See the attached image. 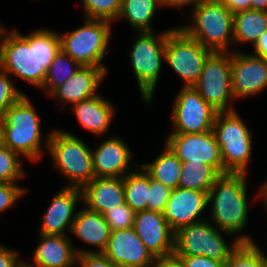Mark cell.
Returning a JSON list of instances; mask_svg holds the SVG:
<instances>
[{
    "label": "cell",
    "mask_w": 267,
    "mask_h": 267,
    "mask_svg": "<svg viewBox=\"0 0 267 267\" xmlns=\"http://www.w3.org/2000/svg\"><path fill=\"white\" fill-rule=\"evenodd\" d=\"M77 263L80 267H118L103 253L77 254Z\"/></svg>",
    "instance_id": "38"
},
{
    "label": "cell",
    "mask_w": 267,
    "mask_h": 267,
    "mask_svg": "<svg viewBox=\"0 0 267 267\" xmlns=\"http://www.w3.org/2000/svg\"><path fill=\"white\" fill-rule=\"evenodd\" d=\"M79 123L92 133L104 134L114 117V108L108 100L96 95L71 107Z\"/></svg>",
    "instance_id": "24"
},
{
    "label": "cell",
    "mask_w": 267,
    "mask_h": 267,
    "mask_svg": "<svg viewBox=\"0 0 267 267\" xmlns=\"http://www.w3.org/2000/svg\"><path fill=\"white\" fill-rule=\"evenodd\" d=\"M267 30V11L243 10L234 13L233 43H255Z\"/></svg>",
    "instance_id": "25"
},
{
    "label": "cell",
    "mask_w": 267,
    "mask_h": 267,
    "mask_svg": "<svg viewBox=\"0 0 267 267\" xmlns=\"http://www.w3.org/2000/svg\"><path fill=\"white\" fill-rule=\"evenodd\" d=\"M246 186V173H226L215 180L208 192L209 203L213 201V225L223 233H239L247 224Z\"/></svg>",
    "instance_id": "2"
},
{
    "label": "cell",
    "mask_w": 267,
    "mask_h": 267,
    "mask_svg": "<svg viewBox=\"0 0 267 267\" xmlns=\"http://www.w3.org/2000/svg\"><path fill=\"white\" fill-rule=\"evenodd\" d=\"M231 80L236 99L262 92L267 87V59L231 52Z\"/></svg>",
    "instance_id": "16"
},
{
    "label": "cell",
    "mask_w": 267,
    "mask_h": 267,
    "mask_svg": "<svg viewBox=\"0 0 267 267\" xmlns=\"http://www.w3.org/2000/svg\"><path fill=\"white\" fill-rule=\"evenodd\" d=\"M265 256L255 242H241L225 262V267H265Z\"/></svg>",
    "instance_id": "31"
},
{
    "label": "cell",
    "mask_w": 267,
    "mask_h": 267,
    "mask_svg": "<svg viewBox=\"0 0 267 267\" xmlns=\"http://www.w3.org/2000/svg\"><path fill=\"white\" fill-rule=\"evenodd\" d=\"M81 67L72 57L60 51L53 59L47 71L46 79L41 87L49 95L61 84L65 83Z\"/></svg>",
    "instance_id": "30"
},
{
    "label": "cell",
    "mask_w": 267,
    "mask_h": 267,
    "mask_svg": "<svg viewBox=\"0 0 267 267\" xmlns=\"http://www.w3.org/2000/svg\"><path fill=\"white\" fill-rule=\"evenodd\" d=\"M14 267H33V265H30L29 263H22V262H17V264Z\"/></svg>",
    "instance_id": "48"
},
{
    "label": "cell",
    "mask_w": 267,
    "mask_h": 267,
    "mask_svg": "<svg viewBox=\"0 0 267 267\" xmlns=\"http://www.w3.org/2000/svg\"><path fill=\"white\" fill-rule=\"evenodd\" d=\"M172 189L161 182L151 179L149 175V189L147 198V210L164 212Z\"/></svg>",
    "instance_id": "35"
},
{
    "label": "cell",
    "mask_w": 267,
    "mask_h": 267,
    "mask_svg": "<svg viewBox=\"0 0 267 267\" xmlns=\"http://www.w3.org/2000/svg\"><path fill=\"white\" fill-rule=\"evenodd\" d=\"M81 192L86 208L100 214L125 202L123 178H94Z\"/></svg>",
    "instance_id": "21"
},
{
    "label": "cell",
    "mask_w": 267,
    "mask_h": 267,
    "mask_svg": "<svg viewBox=\"0 0 267 267\" xmlns=\"http://www.w3.org/2000/svg\"><path fill=\"white\" fill-rule=\"evenodd\" d=\"M233 14L250 9V1L247 0H219Z\"/></svg>",
    "instance_id": "42"
},
{
    "label": "cell",
    "mask_w": 267,
    "mask_h": 267,
    "mask_svg": "<svg viewBox=\"0 0 267 267\" xmlns=\"http://www.w3.org/2000/svg\"><path fill=\"white\" fill-rule=\"evenodd\" d=\"M257 197H261L265 200L264 205H266V208H267V181L266 183H264L263 188L260 190V193L258 194Z\"/></svg>",
    "instance_id": "46"
},
{
    "label": "cell",
    "mask_w": 267,
    "mask_h": 267,
    "mask_svg": "<svg viewBox=\"0 0 267 267\" xmlns=\"http://www.w3.org/2000/svg\"><path fill=\"white\" fill-rule=\"evenodd\" d=\"M255 56L267 59V30L253 44Z\"/></svg>",
    "instance_id": "43"
},
{
    "label": "cell",
    "mask_w": 267,
    "mask_h": 267,
    "mask_svg": "<svg viewBox=\"0 0 267 267\" xmlns=\"http://www.w3.org/2000/svg\"><path fill=\"white\" fill-rule=\"evenodd\" d=\"M133 228L154 257L174 253L175 231L162 212L153 210L136 212Z\"/></svg>",
    "instance_id": "14"
},
{
    "label": "cell",
    "mask_w": 267,
    "mask_h": 267,
    "mask_svg": "<svg viewBox=\"0 0 267 267\" xmlns=\"http://www.w3.org/2000/svg\"><path fill=\"white\" fill-rule=\"evenodd\" d=\"M82 200V192L80 188L65 187L57 193L51 200V204L42 219L40 234L44 235H67L66 227L71 230L75 205L78 200Z\"/></svg>",
    "instance_id": "19"
},
{
    "label": "cell",
    "mask_w": 267,
    "mask_h": 267,
    "mask_svg": "<svg viewBox=\"0 0 267 267\" xmlns=\"http://www.w3.org/2000/svg\"><path fill=\"white\" fill-rule=\"evenodd\" d=\"M18 253L4 246H0V267H14L18 259Z\"/></svg>",
    "instance_id": "41"
},
{
    "label": "cell",
    "mask_w": 267,
    "mask_h": 267,
    "mask_svg": "<svg viewBox=\"0 0 267 267\" xmlns=\"http://www.w3.org/2000/svg\"><path fill=\"white\" fill-rule=\"evenodd\" d=\"M3 142V116L0 115V145Z\"/></svg>",
    "instance_id": "47"
},
{
    "label": "cell",
    "mask_w": 267,
    "mask_h": 267,
    "mask_svg": "<svg viewBox=\"0 0 267 267\" xmlns=\"http://www.w3.org/2000/svg\"><path fill=\"white\" fill-rule=\"evenodd\" d=\"M168 31L155 37L153 32H140L132 45L130 57L142 98L150 103L165 59Z\"/></svg>",
    "instance_id": "9"
},
{
    "label": "cell",
    "mask_w": 267,
    "mask_h": 267,
    "mask_svg": "<svg viewBox=\"0 0 267 267\" xmlns=\"http://www.w3.org/2000/svg\"><path fill=\"white\" fill-rule=\"evenodd\" d=\"M46 146L54 164L70 180L67 187L82 188L95 178L92 150L75 135L67 131H51Z\"/></svg>",
    "instance_id": "5"
},
{
    "label": "cell",
    "mask_w": 267,
    "mask_h": 267,
    "mask_svg": "<svg viewBox=\"0 0 267 267\" xmlns=\"http://www.w3.org/2000/svg\"><path fill=\"white\" fill-rule=\"evenodd\" d=\"M203 0H170L165 6L184 7L194 3V7Z\"/></svg>",
    "instance_id": "44"
},
{
    "label": "cell",
    "mask_w": 267,
    "mask_h": 267,
    "mask_svg": "<svg viewBox=\"0 0 267 267\" xmlns=\"http://www.w3.org/2000/svg\"><path fill=\"white\" fill-rule=\"evenodd\" d=\"M211 53L180 27L168 30L164 61L185 81V87L194 86L198 82L204 63Z\"/></svg>",
    "instance_id": "10"
},
{
    "label": "cell",
    "mask_w": 267,
    "mask_h": 267,
    "mask_svg": "<svg viewBox=\"0 0 267 267\" xmlns=\"http://www.w3.org/2000/svg\"><path fill=\"white\" fill-rule=\"evenodd\" d=\"M193 87L216 111H233L232 106L227 107L228 102L234 99L231 52H212L207 57L199 80Z\"/></svg>",
    "instance_id": "11"
},
{
    "label": "cell",
    "mask_w": 267,
    "mask_h": 267,
    "mask_svg": "<svg viewBox=\"0 0 267 267\" xmlns=\"http://www.w3.org/2000/svg\"><path fill=\"white\" fill-rule=\"evenodd\" d=\"M19 157L17 152L0 145V183H15L24 177Z\"/></svg>",
    "instance_id": "33"
},
{
    "label": "cell",
    "mask_w": 267,
    "mask_h": 267,
    "mask_svg": "<svg viewBox=\"0 0 267 267\" xmlns=\"http://www.w3.org/2000/svg\"><path fill=\"white\" fill-rule=\"evenodd\" d=\"M69 231L73 232L74 235H77L84 242L99 248V251L76 250L77 254L102 253L107 246L111 233L103 214L87 208L76 213L71 230Z\"/></svg>",
    "instance_id": "23"
},
{
    "label": "cell",
    "mask_w": 267,
    "mask_h": 267,
    "mask_svg": "<svg viewBox=\"0 0 267 267\" xmlns=\"http://www.w3.org/2000/svg\"><path fill=\"white\" fill-rule=\"evenodd\" d=\"M135 172L130 171L123 177L125 190V202L134 212L147 210V198L149 189V174L140 172L137 168Z\"/></svg>",
    "instance_id": "29"
},
{
    "label": "cell",
    "mask_w": 267,
    "mask_h": 267,
    "mask_svg": "<svg viewBox=\"0 0 267 267\" xmlns=\"http://www.w3.org/2000/svg\"><path fill=\"white\" fill-rule=\"evenodd\" d=\"M135 214L130 206L124 202L114 209H108L103 213V216L108 223L110 230L130 229L133 227Z\"/></svg>",
    "instance_id": "34"
},
{
    "label": "cell",
    "mask_w": 267,
    "mask_h": 267,
    "mask_svg": "<svg viewBox=\"0 0 267 267\" xmlns=\"http://www.w3.org/2000/svg\"><path fill=\"white\" fill-rule=\"evenodd\" d=\"M193 11V25L180 28L210 51L227 52L233 41L234 14L219 0H203Z\"/></svg>",
    "instance_id": "4"
},
{
    "label": "cell",
    "mask_w": 267,
    "mask_h": 267,
    "mask_svg": "<svg viewBox=\"0 0 267 267\" xmlns=\"http://www.w3.org/2000/svg\"><path fill=\"white\" fill-rule=\"evenodd\" d=\"M185 267H225V262L206 256H179Z\"/></svg>",
    "instance_id": "39"
},
{
    "label": "cell",
    "mask_w": 267,
    "mask_h": 267,
    "mask_svg": "<svg viewBox=\"0 0 267 267\" xmlns=\"http://www.w3.org/2000/svg\"><path fill=\"white\" fill-rule=\"evenodd\" d=\"M166 145L182 163H205L225 174L220 146L213 130L194 134H169Z\"/></svg>",
    "instance_id": "13"
},
{
    "label": "cell",
    "mask_w": 267,
    "mask_h": 267,
    "mask_svg": "<svg viewBox=\"0 0 267 267\" xmlns=\"http://www.w3.org/2000/svg\"><path fill=\"white\" fill-rule=\"evenodd\" d=\"M217 112L193 86H183L172 109V125L175 129L170 134H194L211 131Z\"/></svg>",
    "instance_id": "12"
},
{
    "label": "cell",
    "mask_w": 267,
    "mask_h": 267,
    "mask_svg": "<svg viewBox=\"0 0 267 267\" xmlns=\"http://www.w3.org/2000/svg\"><path fill=\"white\" fill-rule=\"evenodd\" d=\"M152 267H185V265L181 257L173 253L162 257H155Z\"/></svg>",
    "instance_id": "40"
},
{
    "label": "cell",
    "mask_w": 267,
    "mask_h": 267,
    "mask_svg": "<svg viewBox=\"0 0 267 267\" xmlns=\"http://www.w3.org/2000/svg\"><path fill=\"white\" fill-rule=\"evenodd\" d=\"M123 0H82L86 19L113 22L119 16Z\"/></svg>",
    "instance_id": "32"
},
{
    "label": "cell",
    "mask_w": 267,
    "mask_h": 267,
    "mask_svg": "<svg viewBox=\"0 0 267 267\" xmlns=\"http://www.w3.org/2000/svg\"><path fill=\"white\" fill-rule=\"evenodd\" d=\"M159 0H123L118 19L124 17L140 32H153L150 24Z\"/></svg>",
    "instance_id": "27"
},
{
    "label": "cell",
    "mask_w": 267,
    "mask_h": 267,
    "mask_svg": "<svg viewBox=\"0 0 267 267\" xmlns=\"http://www.w3.org/2000/svg\"><path fill=\"white\" fill-rule=\"evenodd\" d=\"M151 179L161 182L166 187L174 190L178 187L182 162L165 144L164 151L152 163L142 164Z\"/></svg>",
    "instance_id": "26"
},
{
    "label": "cell",
    "mask_w": 267,
    "mask_h": 267,
    "mask_svg": "<svg viewBox=\"0 0 267 267\" xmlns=\"http://www.w3.org/2000/svg\"><path fill=\"white\" fill-rule=\"evenodd\" d=\"M132 152L120 138L110 137L92 151L95 178H123L130 171Z\"/></svg>",
    "instance_id": "18"
},
{
    "label": "cell",
    "mask_w": 267,
    "mask_h": 267,
    "mask_svg": "<svg viewBox=\"0 0 267 267\" xmlns=\"http://www.w3.org/2000/svg\"><path fill=\"white\" fill-rule=\"evenodd\" d=\"M60 34L37 30L24 36L15 30L3 35L0 69L41 88L54 57L61 51Z\"/></svg>",
    "instance_id": "1"
},
{
    "label": "cell",
    "mask_w": 267,
    "mask_h": 267,
    "mask_svg": "<svg viewBox=\"0 0 267 267\" xmlns=\"http://www.w3.org/2000/svg\"><path fill=\"white\" fill-rule=\"evenodd\" d=\"M13 83L9 74L0 69V115L24 95Z\"/></svg>",
    "instance_id": "36"
},
{
    "label": "cell",
    "mask_w": 267,
    "mask_h": 267,
    "mask_svg": "<svg viewBox=\"0 0 267 267\" xmlns=\"http://www.w3.org/2000/svg\"><path fill=\"white\" fill-rule=\"evenodd\" d=\"M102 253L118 267H150L155 260L133 227L111 231Z\"/></svg>",
    "instance_id": "15"
},
{
    "label": "cell",
    "mask_w": 267,
    "mask_h": 267,
    "mask_svg": "<svg viewBox=\"0 0 267 267\" xmlns=\"http://www.w3.org/2000/svg\"><path fill=\"white\" fill-rule=\"evenodd\" d=\"M26 190L15 183H0V213L10 206H14L17 199L23 196Z\"/></svg>",
    "instance_id": "37"
},
{
    "label": "cell",
    "mask_w": 267,
    "mask_h": 267,
    "mask_svg": "<svg viewBox=\"0 0 267 267\" xmlns=\"http://www.w3.org/2000/svg\"><path fill=\"white\" fill-rule=\"evenodd\" d=\"M231 247L221 233L205 220L185 225L175 232L174 253L178 256H206L226 262L241 242H254L248 235L237 236Z\"/></svg>",
    "instance_id": "7"
},
{
    "label": "cell",
    "mask_w": 267,
    "mask_h": 267,
    "mask_svg": "<svg viewBox=\"0 0 267 267\" xmlns=\"http://www.w3.org/2000/svg\"><path fill=\"white\" fill-rule=\"evenodd\" d=\"M5 29L4 27L0 24V44H1V41H2V38H3V35H5Z\"/></svg>",
    "instance_id": "49"
},
{
    "label": "cell",
    "mask_w": 267,
    "mask_h": 267,
    "mask_svg": "<svg viewBox=\"0 0 267 267\" xmlns=\"http://www.w3.org/2000/svg\"><path fill=\"white\" fill-rule=\"evenodd\" d=\"M2 116V144L19 155L28 157L31 161L41 158L40 118L26 94L12 104Z\"/></svg>",
    "instance_id": "3"
},
{
    "label": "cell",
    "mask_w": 267,
    "mask_h": 267,
    "mask_svg": "<svg viewBox=\"0 0 267 267\" xmlns=\"http://www.w3.org/2000/svg\"><path fill=\"white\" fill-rule=\"evenodd\" d=\"M265 267H267V258H265Z\"/></svg>",
    "instance_id": "51"
},
{
    "label": "cell",
    "mask_w": 267,
    "mask_h": 267,
    "mask_svg": "<svg viewBox=\"0 0 267 267\" xmlns=\"http://www.w3.org/2000/svg\"><path fill=\"white\" fill-rule=\"evenodd\" d=\"M170 0H159V2L162 4V6L165 7V5L169 2Z\"/></svg>",
    "instance_id": "50"
},
{
    "label": "cell",
    "mask_w": 267,
    "mask_h": 267,
    "mask_svg": "<svg viewBox=\"0 0 267 267\" xmlns=\"http://www.w3.org/2000/svg\"><path fill=\"white\" fill-rule=\"evenodd\" d=\"M208 204V192L177 187L171 191L163 214L176 232L182 226L202 221L198 217Z\"/></svg>",
    "instance_id": "17"
},
{
    "label": "cell",
    "mask_w": 267,
    "mask_h": 267,
    "mask_svg": "<svg viewBox=\"0 0 267 267\" xmlns=\"http://www.w3.org/2000/svg\"><path fill=\"white\" fill-rule=\"evenodd\" d=\"M105 67L81 66L65 83L58 86L50 95L72 105L98 95L96 90L105 77Z\"/></svg>",
    "instance_id": "20"
},
{
    "label": "cell",
    "mask_w": 267,
    "mask_h": 267,
    "mask_svg": "<svg viewBox=\"0 0 267 267\" xmlns=\"http://www.w3.org/2000/svg\"><path fill=\"white\" fill-rule=\"evenodd\" d=\"M250 1V9L267 11V0H247Z\"/></svg>",
    "instance_id": "45"
},
{
    "label": "cell",
    "mask_w": 267,
    "mask_h": 267,
    "mask_svg": "<svg viewBox=\"0 0 267 267\" xmlns=\"http://www.w3.org/2000/svg\"><path fill=\"white\" fill-rule=\"evenodd\" d=\"M220 146L226 173H247L252 154V137L238 113L217 112L212 129Z\"/></svg>",
    "instance_id": "6"
},
{
    "label": "cell",
    "mask_w": 267,
    "mask_h": 267,
    "mask_svg": "<svg viewBox=\"0 0 267 267\" xmlns=\"http://www.w3.org/2000/svg\"><path fill=\"white\" fill-rule=\"evenodd\" d=\"M37 249L34 252L36 266L71 267L77 264L76 249L67 235L40 234Z\"/></svg>",
    "instance_id": "22"
},
{
    "label": "cell",
    "mask_w": 267,
    "mask_h": 267,
    "mask_svg": "<svg viewBox=\"0 0 267 267\" xmlns=\"http://www.w3.org/2000/svg\"><path fill=\"white\" fill-rule=\"evenodd\" d=\"M220 174L205 163H182L178 188L209 192Z\"/></svg>",
    "instance_id": "28"
},
{
    "label": "cell",
    "mask_w": 267,
    "mask_h": 267,
    "mask_svg": "<svg viewBox=\"0 0 267 267\" xmlns=\"http://www.w3.org/2000/svg\"><path fill=\"white\" fill-rule=\"evenodd\" d=\"M85 24L59 35L61 51L72 57L81 66L105 67L103 57L108 48L111 35V22L106 20L85 19Z\"/></svg>",
    "instance_id": "8"
}]
</instances>
